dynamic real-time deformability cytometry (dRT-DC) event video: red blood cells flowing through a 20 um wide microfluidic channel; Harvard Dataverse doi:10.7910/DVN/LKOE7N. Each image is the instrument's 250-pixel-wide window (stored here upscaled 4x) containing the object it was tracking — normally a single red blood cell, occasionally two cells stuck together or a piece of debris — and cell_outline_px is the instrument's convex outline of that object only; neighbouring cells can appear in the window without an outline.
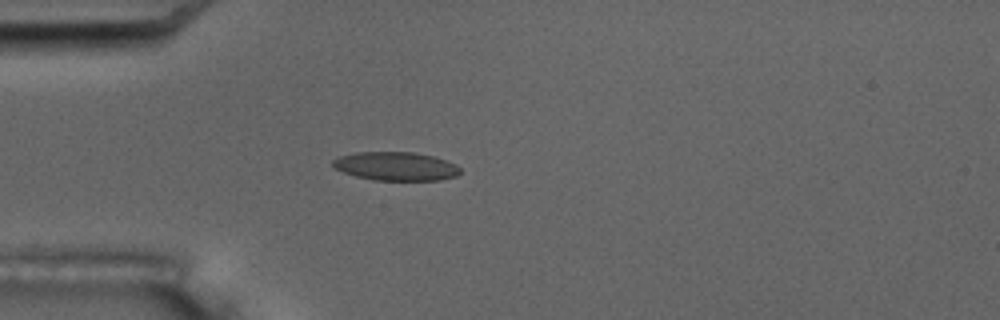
{"species": "common noctule bat (a hibernating species)", "species_latin": "Nyctalus noctula", "temperature_condition": "room temperature", "stored_images_in_passage": 4, "camera_frame_rate_fps": 3000, "um_per_image_px": 0.085, "animal": {"sex": "male", "body_mass_g": 17.5, "forearm_length_mm": 52.3}, "frame": {"image": 1, "passage_image": 4, "time_ms": 3.333, "image_size_px": [1000, 320], "cell_outline_px": [[460, 172], [456, 176], [440, 180], [376, 180], [356, 176], [344, 172], [336, 168], [332, 164], [332, 160], [340, 156], [356, 152], [412, 152], [432, 156], [456, 164], [460, 168]], "centroid_in_image_um": [33.65, 14.13], "position_along_channel_um": 51.3, "area_um2": 21.04}}